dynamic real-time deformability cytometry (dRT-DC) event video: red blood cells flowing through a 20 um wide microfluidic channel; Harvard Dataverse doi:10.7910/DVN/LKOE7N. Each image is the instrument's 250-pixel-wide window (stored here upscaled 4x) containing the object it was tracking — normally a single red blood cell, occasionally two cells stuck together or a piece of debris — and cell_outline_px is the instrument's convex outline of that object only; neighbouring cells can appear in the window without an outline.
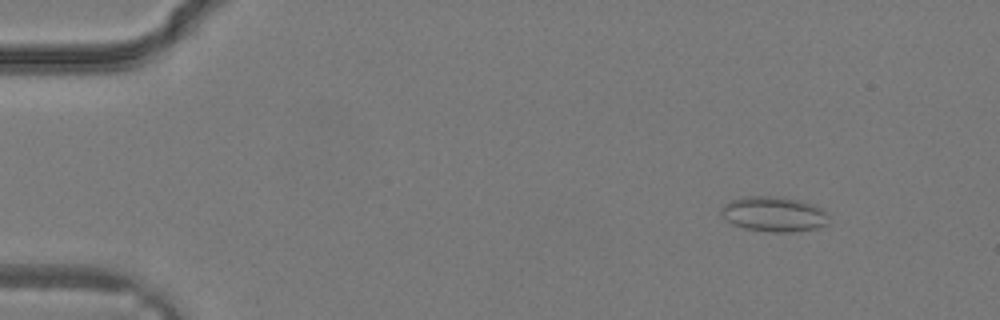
{"species": "common noctule bat (a hibernating species)", "species_latin": "Nyctalus noctula", "temperature_condition": "warm", "stored_images_in_passage": 33, "camera_frame_rate_fps": 3000, "um_per_image_px": 0.085, "animal": {"sex": "male", "body_mass_g": 19.2, "forearm_length_mm": 51.8}, "frame": {"image": 1, "passage_image": 4, "time_ms": 1.0, "image_size_px": [1000, 320], "cell_outline_px": [[828, 224], [816, 228], [792, 232], [772, 232], [744, 228], [732, 224], [720, 212], [720, 208], [724, 204], [732, 200], [744, 196], [772, 196], [800, 200], [824, 208], [828, 212]], "centroid_in_image_um": [65.81, 18.19], "position_along_channel_um": 19.2, "area_um2": 22.08}}
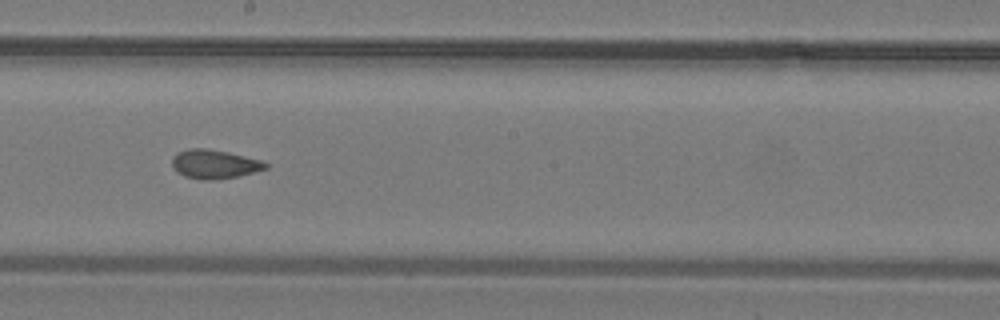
{"frame": {"image": 2, "passage_image": 19, "time_ms": 6.0, "image_size_px": [1000, 320], "cell_outline_px": [[268, 168], [236, 176], [208, 180], [204, 180], [184, 176], [172, 168], [172, 156], [176, 152], [188, 148], [204, 148], [228, 152], [264, 160], [268, 164]], "centroid_in_image_um": [18.2, 13.93], "position_along_channel_um": 230.0, "area_um2": 15.78}}
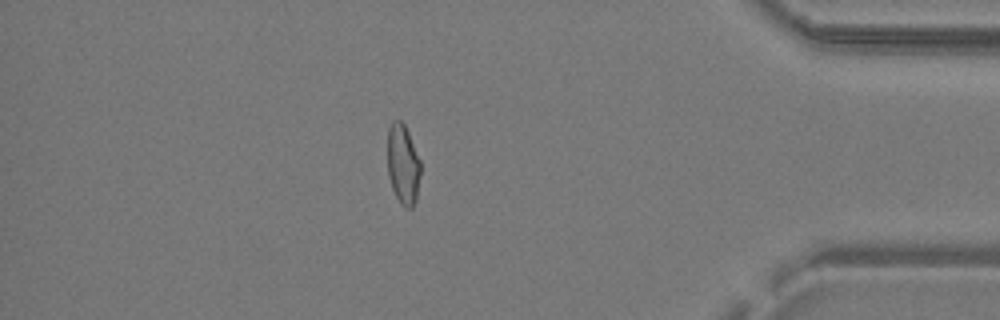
{"frame": {"image": 3, "passage_image": 29, "time_ms": 9.333, "image_size_px": [1000, 320], "cell_outline_px": [[420, 176], [416, 200], [412, 208], [404, 208], [400, 204], [392, 188], [388, 176], [388, 128], [392, 120], [400, 120], [404, 124], [408, 132], [420, 160]], "centroid_in_image_um": [34.25, 13.99], "position_along_channel_um": 400.9, "area_um2": 15.49}}